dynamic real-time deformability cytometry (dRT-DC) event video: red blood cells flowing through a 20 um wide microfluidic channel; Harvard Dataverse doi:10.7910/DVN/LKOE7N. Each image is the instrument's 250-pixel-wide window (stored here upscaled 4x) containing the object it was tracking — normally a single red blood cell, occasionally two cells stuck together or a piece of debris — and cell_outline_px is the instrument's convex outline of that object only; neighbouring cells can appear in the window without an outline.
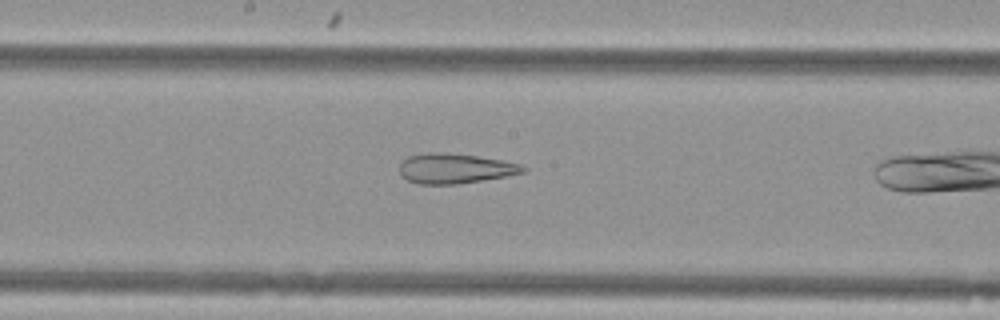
{"species": "Egyptian fruit bat (a non-hibernating species)", "species_latin": "Rousettus aegyptiacus", "temperature_condition": "cold", "stored_images_in_passage": 28, "camera_frame_rate_fps": 3000, "um_per_image_px": 0.085, "animal": {"sex": "female"}, "frame": {"image": 1, "passage_image": 20, "time_ms": 6.333, "image_size_px": [1000, 320], "cell_outline_px": [[528, 168], [524, 172], [504, 176], [456, 184], [420, 184], [408, 180], [400, 176], [400, 164], [408, 156], [428, 152], [440, 152], [476, 156], [500, 160], [520, 164]], "centroid_in_image_um": [38.63, 14.32], "position_along_channel_um": 209.6, "area_um2": 21.27}}